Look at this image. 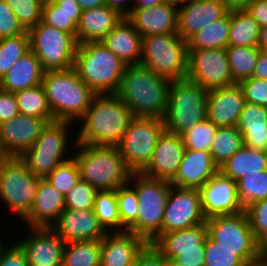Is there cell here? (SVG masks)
<instances>
[{
  "label": "cell",
  "instance_id": "cell-1",
  "mask_svg": "<svg viewBox=\"0 0 267 266\" xmlns=\"http://www.w3.org/2000/svg\"><path fill=\"white\" fill-rule=\"evenodd\" d=\"M172 82L140 64L127 65L115 94L131 110L133 117L163 119Z\"/></svg>",
  "mask_w": 267,
  "mask_h": 266
},
{
  "label": "cell",
  "instance_id": "cell-2",
  "mask_svg": "<svg viewBox=\"0 0 267 266\" xmlns=\"http://www.w3.org/2000/svg\"><path fill=\"white\" fill-rule=\"evenodd\" d=\"M132 118L131 110L116 94H96L74 139L79 144L118 146Z\"/></svg>",
  "mask_w": 267,
  "mask_h": 266
},
{
  "label": "cell",
  "instance_id": "cell-3",
  "mask_svg": "<svg viewBox=\"0 0 267 266\" xmlns=\"http://www.w3.org/2000/svg\"><path fill=\"white\" fill-rule=\"evenodd\" d=\"M42 85L54 119L73 125L83 118L96 95L74 68L45 71Z\"/></svg>",
  "mask_w": 267,
  "mask_h": 266
},
{
  "label": "cell",
  "instance_id": "cell-4",
  "mask_svg": "<svg viewBox=\"0 0 267 266\" xmlns=\"http://www.w3.org/2000/svg\"><path fill=\"white\" fill-rule=\"evenodd\" d=\"M72 141V157L83 181L98 191L117 190L129 182L132 172L127 168L117 146H97Z\"/></svg>",
  "mask_w": 267,
  "mask_h": 266
},
{
  "label": "cell",
  "instance_id": "cell-5",
  "mask_svg": "<svg viewBox=\"0 0 267 266\" xmlns=\"http://www.w3.org/2000/svg\"><path fill=\"white\" fill-rule=\"evenodd\" d=\"M125 64L101 42L78 44L73 68L96 94H115Z\"/></svg>",
  "mask_w": 267,
  "mask_h": 266
},
{
  "label": "cell",
  "instance_id": "cell-6",
  "mask_svg": "<svg viewBox=\"0 0 267 266\" xmlns=\"http://www.w3.org/2000/svg\"><path fill=\"white\" fill-rule=\"evenodd\" d=\"M128 183L135 189L139 207L137 219L127 231L140 235L150 243L162 233L164 209L172 184L142 173H132Z\"/></svg>",
  "mask_w": 267,
  "mask_h": 266
},
{
  "label": "cell",
  "instance_id": "cell-7",
  "mask_svg": "<svg viewBox=\"0 0 267 266\" xmlns=\"http://www.w3.org/2000/svg\"><path fill=\"white\" fill-rule=\"evenodd\" d=\"M140 65L172 81L186 79L188 41L178 34L142 37Z\"/></svg>",
  "mask_w": 267,
  "mask_h": 266
},
{
  "label": "cell",
  "instance_id": "cell-8",
  "mask_svg": "<svg viewBox=\"0 0 267 266\" xmlns=\"http://www.w3.org/2000/svg\"><path fill=\"white\" fill-rule=\"evenodd\" d=\"M72 124L58 120L47 123L31 148L20 156L34 176L45 179L60 163L72 157L73 149L69 148Z\"/></svg>",
  "mask_w": 267,
  "mask_h": 266
},
{
  "label": "cell",
  "instance_id": "cell-9",
  "mask_svg": "<svg viewBox=\"0 0 267 266\" xmlns=\"http://www.w3.org/2000/svg\"><path fill=\"white\" fill-rule=\"evenodd\" d=\"M208 92L188 79L173 81L169 90L167 112L163 118L166 131L180 135L205 121Z\"/></svg>",
  "mask_w": 267,
  "mask_h": 266
},
{
  "label": "cell",
  "instance_id": "cell-10",
  "mask_svg": "<svg viewBox=\"0 0 267 266\" xmlns=\"http://www.w3.org/2000/svg\"><path fill=\"white\" fill-rule=\"evenodd\" d=\"M40 183L20 157L0 160V201L21 221L29 214Z\"/></svg>",
  "mask_w": 267,
  "mask_h": 266
},
{
  "label": "cell",
  "instance_id": "cell-11",
  "mask_svg": "<svg viewBox=\"0 0 267 266\" xmlns=\"http://www.w3.org/2000/svg\"><path fill=\"white\" fill-rule=\"evenodd\" d=\"M207 235L220 246L235 252L245 265L258 262L262 246L257 242L244 211L206 219Z\"/></svg>",
  "mask_w": 267,
  "mask_h": 266
},
{
  "label": "cell",
  "instance_id": "cell-12",
  "mask_svg": "<svg viewBox=\"0 0 267 266\" xmlns=\"http://www.w3.org/2000/svg\"><path fill=\"white\" fill-rule=\"evenodd\" d=\"M28 32L31 51L45 71L73 68L78 42L72 34L42 21Z\"/></svg>",
  "mask_w": 267,
  "mask_h": 266
},
{
  "label": "cell",
  "instance_id": "cell-13",
  "mask_svg": "<svg viewBox=\"0 0 267 266\" xmlns=\"http://www.w3.org/2000/svg\"><path fill=\"white\" fill-rule=\"evenodd\" d=\"M165 130L164 119L155 117L131 119L117 147L132 173H140L149 164L158 139Z\"/></svg>",
  "mask_w": 267,
  "mask_h": 266
},
{
  "label": "cell",
  "instance_id": "cell-14",
  "mask_svg": "<svg viewBox=\"0 0 267 266\" xmlns=\"http://www.w3.org/2000/svg\"><path fill=\"white\" fill-rule=\"evenodd\" d=\"M186 79L207 91L235 84L226 48L188 50Z\"/></svg>",
  "mask_w": 267,
  "mask_h": 266
},
{
  "label": "cell",
  "instance_id": "cell-15",
  "mask_svg": "<svg viewBox=\"0 0 267 266\" xmlns=\"http://www.w3.org/2000/svg\"><path fill=\"white\" fill-rule=\"evenodd\" d=\"M206 223L200 190L171 185L162 221V233Z\"/></svg>",
  "mask_w": 267,
  "mask_h": 266
},
{
  "label": "cell",
  "instance_id": "cell-16",
  "mask_svg": "<svg viewBox=\"0 0 267 266\" xmlns=\"http://www.w3.org/2000/svg\"><path fill=\"white\" fill-rule=\"evenodd\" d=\"M201 207L206 219L244 211L240 203L237 182L218 171L200 189Z\"/></svg>",
  "mask_w": 267,
  "mask_h": 266
},
{
  "label": "cell",
  "instance_id": "cell-17",
  "mask_svg": "<svg viewBox=\"0 0 267 266\" xmlns=\"http://www.w3.org/2000/svg\"><path fill=\"white\" fill-rule=\"evenodd\" d=\"M48 122L19 114L0 124V152L3 157H20L40 136Z\"/></svg>",
  "mask_w": 267,
  "mask_h": 266
},
{
  "label": "cell",
  "instance_id": "cell-18",
  "mask_svg": "<svg viewBox=\"0 0 267 266\" xmlns=\"http://www.w3.org/2000/svg\"><path fill=\"white\" fill-rule=\"evenodd\" d=\"M25 231V237L14 240L25 251L29 266H62L66 243L52 228L29 227Z\"/></svg>",
  "mask_w": 267,
  "mask_h": 266
},
{
  "label": "cell",
  "instance_id": "cell-19",
  "mask_svg": "<svg viewBox=\"0 0 267 266\" xmlns=\"http://www.w3.org/2000/svg\"><path fill=\"white\" fill-rule=\"evenodd\" d=\"M51 228L65 243L99 240L107 234L93 208L81 210L65 208Z\"/></svg>",
  "mask_w": 267,
  "mask_h": 266
},
{
  "label": "cell",
  "instance_id": "cell-20",
  "mask_svg": "<svg viewBox=\"0 0 267 266\" xmlns=\"http://www.w3.org/2000/svg\"><path fill=\"white\" fill-rule=\"evenodd\" d=\"M185 149L179 134L165 130L158 139L149 164L140 173L150 178L171 181L177 174Z\"/></svg>",
  "mask_w": 267,
  "mask_h": 266
},
{
  "label": "cell",
  "instance_id": "cell-21",
  "mask_svg": "<svg viewBox=\"0 0 267 266\" xmlns=\"http://www.w3.org/2000/svg\"><path fill=\"white\" fill-rule=\"evenodd\" d=\"M246 100L237 83L210 90L207 96V119L217 127H236Z\"/></svg>",
  "mask_w": 267,
  "mask_h": 266
},
{
  "label": "cell",
  "instance_id": "cell-22",
  "mask_svg": "<svg viewBox=\"0 0 267 266\" xmlns=\"http://www.w3.org/2000/svg\"><path fill=\"white\" fill-rule=\"evenodd\" d=\"M228 12L223 0H190L178 8L177 34L188 41L198 31L223 18Z\"/></svg>",
  "mask_w": 267,
  "mask_h": 266
},
{
  "label": "cell",
  "instance_id": "cell-23",
  "mask_svg": "<svg viewBox=\"0 0 267 266\" xmlns=\"http://www.w3.org/2000/svg\"><path fill=\"white\" fill-rule=\"evenodd\" d=\"M142 37L177 34L178 8L168 2L149 8H132L126 16Z\"/></svg>",
  "mask_w": 267,
  "mask_h": 266
},
{
  "label": "cell",
  "instance_id": "cell-24",
  "mask_svg": "<svg viewBox=\"0 0 267 266\" xmlns=\"http://www.w3.org/2000/svg\"><path fill=\"white\" fill-rule=\"evenodd\" d=\"M218 171L210 152L185 149L177 174L170 183L180 188L199 190Z\"/></svg>",
  "mask_w": 267,
  "mask_h": 266
},
{
  "label": "cell",
  "instance_id": "cell-25",
  "mask_svg": "<svg viewBox=\"0 0 267 266\" xmlns=\"http://www.w3.org/2000/svg\"><path fill=\"white\" fill-rule=\"evenodd\" d=\"M147 243L129 231L107 233L101 239L100 266H134L136 256Z\"/></svg>",
  "mask_w": 267,
  "mask_h": 266
},
{
  "label": "cell",
  "instance_id": "cell-26",
  "mask_svg": "<svg viewBox=\"0 0 267 266\" xmlns=\"http://www.w3.org/2000/svg\"><path fill=\"white\" fill-rule=\"evenodd\" d=\"M65 209L64 196L46 179L40 178L34 204L29 214L22 220L28 227L51 228Z\"/></svg>",
  "mask_w": 267,
  "mask_h": 266
},
{
  "label": "cell",
  "instance_id": "cell-27",
  "mask_svg": "<svg viewBox=\"0 0 267 266\" xmlns=\"http://www.w3.org/2000/svg\"><path fill=\"white\" fill-rule=\"evenodd\" d=\"M101 43L125 64H140L142 36L126 16H123Z\"/></svg>",
  "mask_w": 267,
  "mask_h": 266
},
{
  "label": "cell",
  "instance_id": "cell-28",
  "mask_svg": "<svg viewBox=\"0 0 267 266\" xmlns=\"http://www.w3.org/2000/svg\"><path fill=\"white\" fill-rule=\"evenodd\" d=\"M122 18L116 9L108 5L82 10L76 31L78 44L101 42Z\"/></svg>",
  "mask_w": 267,
  "mask_h": 266
},
{
  "label": "cell",
  "instance_id": "cell-29",
  "mask_svg": "<svg viewBox=\"0 0 267 266\" xmlns=\"http://www.w3.org/2000/svg\"><path fill=\"white\" fill-rule=\"evenodd\" d=\"M45 70L35 54L30 50L21 57L0 80V89L15 93L42 84Z\"/></svg>",
  "mask_w": 267,
  "mask_h": 266
},
{
  "label": "cell",
  "instance_id": "cell-30",
  "mask_svg": "<svg viewBox=\"0 0 267 266\" xmlns=\"http://www.w3.org/2000/svg\"><path fill=\"white\" fill-rule=\"evenodd\" d=\"M236 127L243 137L244 146L266 150L267 107L246 102Z\"/></svg>",
  "mask_w": 267,
  "mask_h": 266
},
{
  "label": "cell",
  "instance_id": "cell-31",
  "mask_svg": "<svg viewBox=\"0 0 267 266\" xmlns=\"http://www.w3.org/2000/svg\"><path fill=\"white\" fill-rule=\"evenodd\" d=\"M81 13L82 8L76 0H45L41 21L76 38Z\"/></svg>",
  "mask_w": 267,
  "mask_h": 266
},
{
  "label": "cell",
  "instance_id": "cell-32",
  "mask_svg": "<svg viewBox=\"0 0 267 266\" xmlns=\"http://www.w3.org/2000/svg\"><path fill=\"white\" fill-rule=\"evenodd\" d=\"M267 170V154L264 150L252 149L247 146L241 147L221 167L224 175L236 182L242 177Z\"/></svg>",
  "mask_w": 267,
  "mask_h": 266
},
{
  "label": "cell",
  "instance_id": "cell-33",
  "mask_svg": "<svg viewBox=\"0 0 267 266\" xmlns=\"http://www.w3.org/2000/svg\"><path fill=\"white\" fill-rule=\"evenodd\" d=\"M231 13L210 23L188 40V50L219 49L229 46Z\"/></svg>",
  "mask_w": 267,
  "mask_h": 266
},
{
  "label": "cell",
  "instance_id": "cell-34",
  "mask_svg": "<svg viewBox=\"0 0 267 266\" xmlns=\"http://www.w3.org/2000/svg\"><path fill=\"white\" fill-rule=\"evenodd\" d=\"M207 237L206 223L182 230L160 233L152 242L156 249L197 248Z\"/></svg>",
  "mask_w": 267,
  "mask_h": 266
},
{
  "label": "cell",
  "instance_id": "cell-35",
  "mask_svg": "<svg viewBox=\"0 0 267 266\" xmlns=\"http://www.w3.org/2000/svg\"><path fill=\"white\" fill-rule=\"evenodd\" d=\"M231 13L229 46H259L260 25L247 10H234Z\"/></svg>",
  "mask_w": 267,
  "mask_h": 266
},
{
  "label": "cell",
  "instance_id": "cell-36",
  "mask_svg": "<svg viewBox=\"0 0 267 266\" xmlns=\"http://www.w3.org/2000/svg\"><path fill=\"white\" fill-rule=\"evenodd\" d=\"M101 239L66 243L62 266H100Z\"/></svg>",
  "mask_w": 267,
  "mask_h": 266
},
{
  "label": "cell",
  "instance_id": "cell-37",
  "mask_svg": "<svg viewBox=\"0 0 267 266\" xmlns=\"http://www.w3.org/2000/svg\"><path fill=\"white\" fill-rule=\"evenodd\" d=\"M14 95L20 114L44 119L48 123L55 121L42 84L17 91Z\"/></svg>",
  "mask_w": 267,
  "mask_h": 266
},
{
  "label": "cell",
  "instance_id": "cell-38",
  "mask_svg": "<svg viewBox=\"0 0 267 266\" xmlns=\"http://www.w3.org/2000/svg\"><path fill=\"white\" fill-rule=\"evenodd\" d=\"M93 209L107 233L127 231L121 223L115 190L98 191Z\"/></svg>",
  "mask_w": 267,
  "mask_h": 266
},
{
  "label": "cell",
  "instance_id": "cell-39",
  "mask_svg": "<svg viewBox=\"0 0 267 266\" xmlns=\"http://www.w3.org/2000/svg\"><path fill=\"white\" fill-rule=\"evenodd\" d=\"M243 146V137L237 127H218L210 149L213 162L221 167Z\"/></svg>",
  "mask_w": 267,
  "mask_h": 266
},
{
  "label": "cell",
  "instance_id": "cell-40",
  "mask_svg": "<svg viewBox=\"0 0 267 266\" xmlns=\"http://www.w3.org/2000/svg\"><path fill=\"white\" fill-rule=\"evenodd\" d=\"M260 49L250 46H228L226 48L231 76L234 83L252 77Z\"/></svg>",
  "mask_w": 267,
  "mask_h": 266
},
{
  "label": "cell",
  "instance_id": "cell-41",
  "mask_svg": "<svg viewBox=\"0 0 267 266\" xmlns=\"http://www.w3.org/2000/svg\"><path fill=\"white\" fill-rule=\"evenodd\" d=\"M31 50L30 35L27 31L14 37L0 39V80L14 64Z\"/></svg>",
  "mask_w": 267,
  "mask_h": 266
},
{
  "label": "cell",
  "instance_id": "cell-42",
  "mask_svg": "<svg viewBox=\"0 0 267 266\" xmlns=\"http://www.w3.org/2000/svg\"><path fill=\"white\" fill-rule=\"evenodd\" d=\"M238 195L244 209L267 199V170L248 174L237 181Z\"/></svg>",
  "mask_w": 267,
  "mask_h": 266
},
{
  "label": "cell",
  "instance_id": "cell-43",
  "mask_svg": "<svg viewBox=\"0 0 267 266\" xmlns=\"http://www.w3.org/2000/svg\"><path fill=\"white\" fill-rule=\"evenodd\" d=\"M217 126L206 119L180 134L186 149L210 152Z\"/></svg>",
  "mask_w": 267,
  "mask_h": 266
},
{
  "label": "cell",
  "instance_id": "cell-44",
  "mask_svg": "<svg viewBox=\"0 0 267 266\" xmlns=\"http://www.w3.org/2000/svg\"><path fill=\"white\" fill-rule=\"evenodd\" d=\"M64 197L80 181L78 165L73 157L60 163L45 178Z\"/></svg>",
  "mask_w": 267,
  "mask_h": 266
},
{
  "label": "cell",
  "instance_id": "cell-45",
  "mask_svg": "<svg viewBox=\"0 0 267 266\" xmlns=\"http://www.w3.org/2000/svg\"><path fill=\"white\" fill-rule=\"evenodd\" d=\"M13 10L22 26L29 31L42 20L45 0H4Z\"/></svg>",
  "mask_w": 267,
  "mask_h": 266
},
{
  "label": "cell",
  "instance_id": "cell-46",
  "mask_svg": "<svg viewBox=\"0 0 267 266\" xmlns=\"http://www.w3.org/2000/svg\"><path fill=\"white\" fill-rule=\"evenodd\" d=\"M116 192L118 211L122 225L128 229L137 219L139 203L135 189L126 183Z\"/></svg>",
  "mask_w": 267,
  "mask_h": 266
},
{
  "label": "cell",
  "instance_id": "cell-47",
  "mask_svg": "<svg viewBox=\"0 0 267 266\" xmlns=\"http://www.w3.org/2000/svg\"><path fill=\"white\" fill-rule=\"evenodd\" d=\"M204 266H246L235 252L227 250L208 235L205 239Z\"/></svg>",
  "mask_w": 267,
  "mask_h": 266
},
{
  "label": "cell",
  "instance_id": "cell-48",
  "mask_svg": "<svg viewBox=\"0 0 267 266\" xmlns=\"http://www.w3.org/2000/svg\"><path fill=\"white\" fill-rule=\"evenodd\" d=\"M98 190L91 184L80 179V181L64 197L65 208L91 209Z\"/></svg>",
  "mask_w": 267,
  "mask_h": 266
},
{
  "label": "cell",
  "instance_id": "cell-49",
  "mask_svg": "<svg viewBox=\"0 0 267 266\" xmlns=\"http://www.w3.org/2000/svg\"><path fill=\"white\" fill-rule=\"evenodd\" d=\"M245 212L257 242L267 246V199L247 206Z\"/></svg>",
  "mask_w": 267,
  "mask_h": 266
},
{
  "label": "cell",
  "instance_id": "cell-50",
  "mask_svg": "<svg viewBox=\"0 0 267 266\" xmlns=\"http://www.w3.org/2000/svg\"><path fill=\"white\" fill-rule=\"evenodd\" d=\"M165 258L173 259L182 266H204L205 241L197 248L157 249Z\"/></svg>",
  "mask_w": 267,
  "mask_h": 266
},
{
  "label": "cell",
  "instance_id": "cell-51",
  "mask_svg": "<svg viewBox=\"0 0 267 266\" xmlns=\"http://www.w3.org/2000/svg\"><path fill=\"white\" fill-rule=\"evenodd\" d=\"M239 85L247 103L267 107V80L249 77L242 80Z\"/></svg>",
  "mask_w": 267,
  "mask_h": 266
},
{
  "label": "cell",
  "instance_id": "cell-52",
  "mask_svg": "<svg viewBox=\"0 0 267 266\" xmlns=\"http://www.w3.org/2000/svg\"><path fill=\"white\" fill-rule=\"evenodd\" d=\"M26 32L27 30L17 19L13 10L4 0H0V39L14 37Z\"/></svg>",
  "mask_w": 267,
  "mask_h": 266
},
{
  "label": "cell",
  "instance_id": "cell-53",
  "mask_svg": "<svg viewBox=\"0 0 267 266\" xmlns=\"http://www.w3.org/2000/svg\"><path fill=\"white\" fill-rule=\"evenodd\" d=\"M0 266H29L27 255L15 241L0 249Z\"/></svg>",
  "mask_w": 267,
  "mask_h": 266
},
{
  "label": "cell",
  "instance_id": "cell-54",
  "mask_svg": "<svg viewBox=\"0 0 267 266\" xmlns=\"http://www.w3.org/2000/svg\"><path fill=\"white\" fill-rule=\"evenodd\" d=\"M134 266H166V258L148 242L136 256Z\"/></svg>",
  "mask_w": 267,
  "mask_h": 266
},
{
  "label": "cell",
  "instance_id": "cell-55",
  "mask_svg": "<svg viewBox=\"0 0 267 266\" xmlns=\"http://www.w3.org/2000/svg\"><path fill=\"white\" fill-rule=\"evenodd\" d=\"M19 114L18 104L14 93L0 89V124Z\"/></svg>",
  "mask_w": 267,
  "mask_h": 266
},
{
  "label": "cell",
  "instance_id": "cell-56",
  "mask_svg": "<svg viewBox=\"0 0 267 266\" xmlns=\"http://www.w3.org/2000/svg\"><path fill=\"white\" fill-rule=\"evenodd\" d=\"M246 10L260 27L267 26V0H253Z\"/></svg>",
  "mask_w": 267,
  "mask_h": 266
},
{
  "label": "cell",
  "instance_id": "cell-57",
  "mask_svg": "<svg viewBox=\"0 0 267 266\" xmlns=\"http://www.w3.org/2000/svg\"><path fill=\"white\" fill-rule=\"evenodd\" d=\"M252 77L267 80V51H259Z\"/></svg>",
  "mask_w": 267,
  "mask_h": 266
},
{
  "label": "cell",
  "instance_id": "cell-58",
  "mask_svg": "<svg viewBox=\"0 0 267 266\" xmlns=\"http://www.w3.org/2000/svg\"><path fill=\"white\" fill-rule=\"evenodd\" d=\"M105 2H106V5H108L111 8L116 9L122 16H127L132 11V8L135 3V1L133 0H105Z\"/></svg>",
  "mask_w": 267,
  "mask_h": 266
},
{
  "label": "cell",
  "instance_id": "cell-59",
  "mask_svg": "<svg viewBox=\"0 0 267 266\" xmlns=\"http://www.w3.org/2000/svg\"><path fill=\"white\" fill-rule=\"evenodd\" d=\"M253 0H223L228 11L246 10Z\"/></svg>",
  "mask_w": 267,
  "mask_h": 266
},
{
  "label": "cell",
  "instance_id": "cell-60",
  "mask_svg": "<svg viewBox=\"0 0 267 266\" xmlns=\"http://www.w3.org/2000/svg\"><path fill=\"white\" fill-rule=\"evenodd\" d=\"M82 10H88L96 8L102 5H106L105 0H76Z\"/></svg>",
  "mask_w": 267,
  "mask_h": 266
},
{
  "label": "cell",
  "instance_id": "cell-61",
  "mask_svg": "<svg viewBox=\"0 0 267 266\" xmlns=\"http://www.w3.org/2000/svg\"><path fill=\"white\" fill-rule=\"evenodd\" d=\"M133 8H149L167 2V0H134Z\"/></svg>",
  "mask_w": 267,
  "mask_h": 266
},
{
  "label": "cell",
  "instance_id": "cell-62",
  "mask_svg": "<svg viewBox=\"0 0 267 266\" xmlns=\"http://www.w3.org/2000/svg\"><path fill=\"white\" fill-rule=\"evenodd\" d=\"M258 48L267 51V26L260 27V37Z\"/></svg>",
  "mask_w": 267,
  "mask_h": 266
},
{
  "label": "cell",
  "instance_id": "cell-63",
  "mask_svg": "<svg viewBox=\"0 0 267 266\" xmlns=\"http://www.w3.org/2000/svg\"><path fill=\"white\" fill-rule=\"evenodd\" d=\"M259 261L263 264V266H267V246L262 247Z\"/></svg>",
  "mask_w": 267,
  "mask_h": 266
},
{
  "label": "cell",
  "instance_id": "cell-64",
  "mask_svg": "<svg viewBox=\"0 0 267 266\" xmlns=\"http://www.w3.org/2000/svg\"><path fill=\"white\" fill-rule=\"evenodd\" d=\"M188 1H190V0H167L168 3L176 6L177 8L185 5Z\"/></svg>",
  "mask_w": 267,
  "mask_h": 266
},
{
  "label": "cell",
  "instance_id": "cell-65",
  "mask_svg": "<svg viewBox=\"0 0 267 266\" xmlns=\"http://www.w3.org/2000/svg\"><path fill=\"white\" fill-rule=\"evenodd\" d=\"M166 266H182V265L178 264L173 259L166 258Z\"/></svg>",
  "mask_w": 267,
  "mask_h": 266
},
{
  "label": "cell",
  "instance_id": "cell-66",
  "mask_svg": "<svg viewBox=\"0 0 267 266\" xmlns=\"http://www.w3.org/2000/svg\"><path fill=\"white\" fill-rule=\"evenodd\" d=\"M246 266H263V264L260 261H258V262H255V263H252Z\"/></svg>",
  "mask_w": 267,
  "mask_h": 266
},
{
  "label": "cell",
  "instance_id": "cell-67",
  "mask_svg": "<svg viewBox=\"0 0 267 266\" xmlns=\"http://www.w3.org/2000/svg\"><path fill=\"white\" fill-rule=\"evenodd\" d=\"M5 240L3 237H1V235H0V249L5 245V242H6V240L3 242V240Z\"/></svg>",
  "mask_w": 267,
  "mask_h": 266
}]
</instances>
